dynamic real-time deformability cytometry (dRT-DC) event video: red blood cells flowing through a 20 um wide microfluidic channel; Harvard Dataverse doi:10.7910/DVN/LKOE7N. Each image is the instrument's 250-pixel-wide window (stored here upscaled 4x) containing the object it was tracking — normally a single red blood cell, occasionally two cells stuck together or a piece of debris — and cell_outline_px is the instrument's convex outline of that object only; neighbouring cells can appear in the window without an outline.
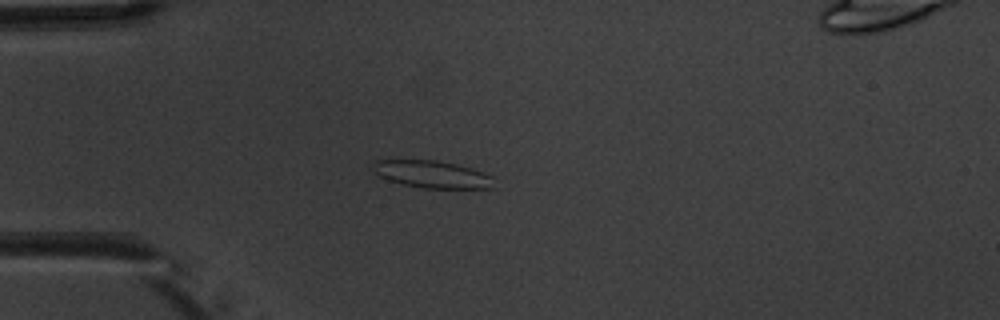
{"species": "common noctule bat (a hibernating species)", "species_latin": "Nyctalus noctula", "temperature_condition": "warm", "stored_images_in_passage": 5, "camera_frame_rate_fps": 3000, "um_per_image_px": 0.085, "animal": {"sex": "male", "body_mass_g": 20.1, "forearm_length_mm": 53.5}, "frame": {"image": 1, "passage_image": 4, "time_ms": 4.667, "image_size_px": [1000, 320], "cell_outline_px": [[496, 188], [424, 188], [404, 184], [388, 180], [376, 176], [372, 164], [372, 160], [436, 160], [456, 164], [472, 168], [492, 176]], "centroid_in_image_um": [36.72, 14.81], "position_along_channel_um": 48.3, "area_um2": 19.36}}